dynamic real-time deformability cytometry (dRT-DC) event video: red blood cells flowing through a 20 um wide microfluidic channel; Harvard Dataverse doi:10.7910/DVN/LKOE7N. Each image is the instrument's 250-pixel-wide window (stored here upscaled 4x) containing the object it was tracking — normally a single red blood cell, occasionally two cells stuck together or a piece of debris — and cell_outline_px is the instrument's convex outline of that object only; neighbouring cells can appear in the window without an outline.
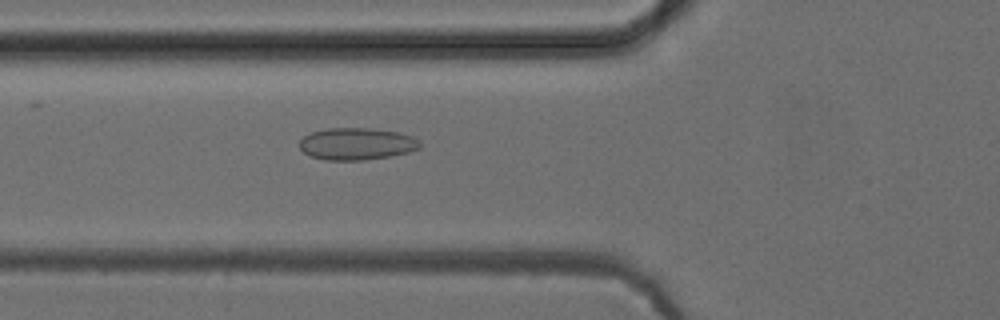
{"species": "common noctule bat (a hibernating species)", "species_latin": "Nyctalus noctula", "temperature_condition": "cold", "stored_images_in_passage": 52, "camera_frame_rate_fps": 3000, "um_per_image_px": 0.085, "animal": {"sex": "female", "body_mass_g": 24.6, "forearm_length_mm": 56.2}, "frame": {"image": 1, "passage_image": 19, "time_ms": 6.0, "image_size_px": [1000, 320], "cell_outline_px": [[420, 148], [408, 152], [388, 156], [364, 160], [324, 160], [308, 156], [300, 148], [300, 140], [304, 136], [312, 132], [328, 128], [372, 128], [396, 132], [412, 136], [420, 140]], "centroid_in_image_um": [30.3, 12.23], "position_along_channel_um": 95.5, "area_um2": 22.48}}
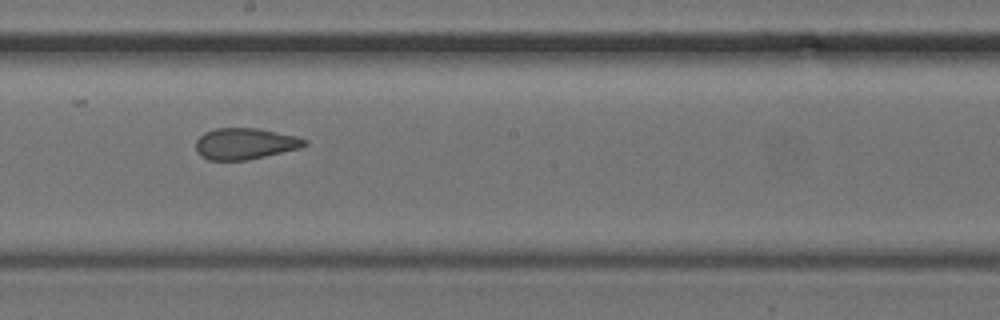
{"frame": {"image": 2, "passage_image": 29, "time_ms": 9.333, "image_size_px": [1000, 320], "cell_outline_px": [[308, 144], [300, 148], [248, 160], [208, 160], [200, 156], [196, 152], [196, 140], [204, 132], [216, 128], [256, 128], [300, 136], [308, 140]], "centroid_in_image_um": [20.84, 12.21], "position_along_channel_um": 227.4, "area_um2": 20.06}}
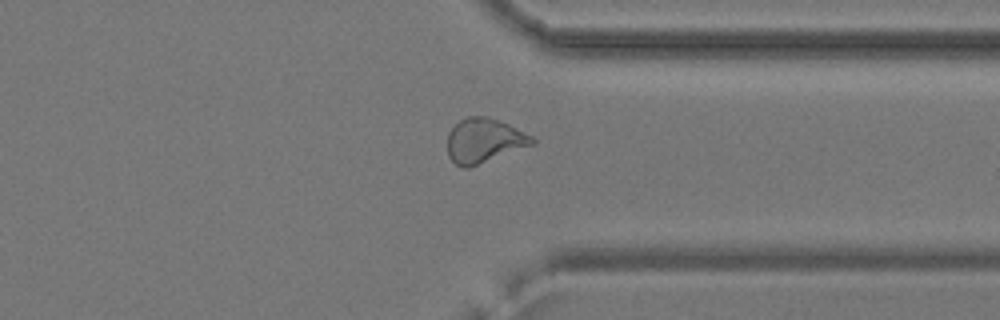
{"frame": {"image": 3, "passage_image": 40, "time_ms": 13.0, "image_size_px": [1000, 320], "cell_outline_px": [[536, 144], [468, 168], [464, 168], [456, 164], [448, 156], [448, 132], [460, 120], [468, 116], [488, 116], [508, 124], [532, 136], [536, 140]], "centroid_in_image_um": [41.16, 11.95], "position_along_channel_um": 370.2, "area_um2": 21.96}, "authors_computed_cell_mechanics": {"area_um2": 22.2241, "velocity_mm_per_s": 3.9405, "shape_relaxation_time_tau1_ms": null, "shape_relaxation_time_tau2_ms": 1.4777, "deformation_change_tau1": null, "deformation_change_tau2": 0.0779}}